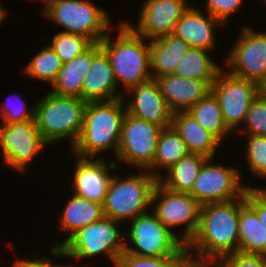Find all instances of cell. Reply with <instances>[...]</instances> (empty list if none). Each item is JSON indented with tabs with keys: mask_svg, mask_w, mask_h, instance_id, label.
<instances>
[{
	"mask_svg": "<svg viewBox=\"0 0 266 267\" xmlns=\"http://www.w3.org/2000/svg\"><path fill=\"white\" fill-rule=\"evenodd\" d=\"M261 94L266 95V79L263 84L260 86Z\"/></svg>",
	"mask_w": 266,
	"mask_h": 267,
	"instance_id": "b9f144b4",
	"label": "cell"
},
{
	"mask_svg": "<svg viewBox=\"0 0 266 267\" xmlns=\"http://www.w3.org/2000/svg\"><path fill=\"white\" fill-rule=\"evenodd\" d=\"M157 182L148 170L125 179L112 176L102 204L105 216L121 222L148 212Z\"/></svg>",
	"mask_w": 266,
	"mask_h": 267,
	"instance_id": "8992f818",
	"label": "cell"
},
{
	"mask_svg": "<svg viewBox=\"0 0 266 267\" xmlns=\"http://www.w3.org/2000/svg\"><path fill=\"white\" fill-rule=\"evenodd\" d=\"M124 98L113 101L87 102L81 134L72 147L79 157H95L113 148L115 154L120 144L123 119L127 113Z\"/></svg>",
	"mask_w": 266,
	"mask_h": 267,
	"instance_id": "7a4b0ae2",
	"label": "cell"
},
{
	"mask_svg": "<svg viewBox=\"0 0 266 267\" xmlns=\"http://www.w3.org/2000/svg\"><path fill=\"white\" fill-rule=\"evenodd\" d=\"M127 92L134 95V99L127 103V113L141 120L152 122L163 128L171 127L173 112L168 107L160 93L155 79L138 84Z\"/></svg>",
	"mask_w": 266,
	"mask_h": 267,
	"instance_id": "ac0fdd59",
	"label": "cell"
},
{
	"mask_svg": "<svg viewBox=\"0 0 266 267\" xmlns=\"http://www.w3.org/2000/svg\"><path fill=\"white\" fill-rule=\"evenodd\" d=\"M17 102H18L17 106L15 104L9 105L7 103L6 104L4 103L3 104L4 106L1 107L0 112L3 118L2 120L4 121L2 122L3 124L12 123V122H23L26 120H35L34 119V113H35L34 108H31L29 111H27V108H26L27 106H25L22 100L20 102L18 98Z\"/></svg>",
	"mask_w": 266,
	"mask_h": 267,
	"instance_id": "8d00e7d4",
	"label": "cell"
},
{
	"mask_svg": "<svg viewBox=\"0 0 266 267\" xmlns=\"http://www.w3.org/2000/svg\"><path fill=\"white\" fill-rule=\"evenodd\" d=\"M233 45L226 59L229 73L261 86L266 79V32L243 27Z\"/></svg>",
	"mask_w": 266,
	"mask_h": 267,
	"instance_id": "5bb4252c",
	"label": "cell"
},
{
	"mask_svg": "<svg viewBox=\"0 0 266 267\" xmlns=\"http://www.w3.org/2000/svg\"><path fill=\"white\" fill-rule=\"evenodd\" d=\"M87 102L49 92L34 106V119L43 140L54 144L69 140L73 147L82 131Z\"/></svg>",
	"mask_w": 266,
	"mask_h": 267,
	"instance_id": "277c9868",
	"label": "cell"
},
{
	"mask_svg": "<svg viewBox=\"0 0 266 267\" xmlns=\"http://www.w3.org/2000/svg\"><path fill=\"white\" fill-rule=\"evenodd\" d=\"M128 236L133 247L126 245L125 252L142 257H180L186 244L173 231L164 226L155 212L140 214L131 221Z\"/></svg>",
	"mask_w": 266,
	"mask_h": 267,
	"instance_id": "ba28073f",
	"label": "cell"
},
{
	"mask_svg": "<svg viewBox=\"0 0 266 267\" xmlns=\"http://www.w3.org/2000/svg\"><path fill=\"white\" fill-rule=\"evenodd\" d=\"M94 59V43L73 60L66 62L52 83L50 92L59 96L77 97L82 99L83 80Z\"/></svg>",
	"mask_w": 266,
	"mask_h": 267,
	"instance_id": "603a6c76",
	"label": "cell"
},
{
	"mask_svg": "<svg viewBox=\"0 0 266 267\" xmlns=\"http://www.w3.org/2000/svg\"><path fill=\"white\" fill-rule=\"evenodd\" d=\"M178 257H142L125 251L118 258L115 267H167Z\"/></svg>",
	"mask_w": 266,
	"mask_h": 267,
	"instance_id": "836d02e7",
	"label": "cell"
},
{
	"mask_svg": "<svg viewBox=\"0 0 266 267\" xmlns=\"http://www.w3.org/2000/svg\"><path fill=\"white\" fill-rule=\"evenodd\" d=\"M187 112L220 142L231 133L223 120L218 100L211 91Z\"/></svg>",
	"mask_w": 266,
	"mask_h": 267,
	"instance_id": "f1b7e54d",
	"label": "cell"
},
{
	"mask_svg": "<svg viewBox=\"0 0 266 267\" xmlns=\"http://www.w3.org/2000/svg\"><path fill=\"white\" fill-rule=\"evenodd\" d=\"M208 50L190 47L174 71V75L187 79L215 81L222 67L208 55Z\"/></svg>",
	"mask_w": 266,
	"mask_h": 267,
	"instance_id": "83f0119b",
	"label": "cell"
},
{
	"mask_svg": "<svg viewBox=\"0 0 266 267\" xmlns=\"http://www.w3.org/2000/svg\"><path fill=\"white\" fill-rule=\"evenodd\" d=\"M52 260L48 258H39L35 260L17 259L12 263L11 267H77L73 265H54Z\"/></svg>",
	"mask_w": 266,
	"mask_h": 267,
	"instance_id": "f35d334b",
	"label": "cell"
},
{
	"mask_svg": "<svg viewBox=\"0 0 266 267\" xmlns=\"http://www.w3.org/2000/svg\"><path fill=\"white\" fill-rule=\"evenodd\" d=\"M109 33L101 40V48L107 53L117 85L121 81L125 89L145 83L152 78L150 41L139 36L128 23H120L117 39ZM114 40V41H112Z\"/></svg>",
	"mask_w": 266,
	"mask_h": 267,
	"instance_id": "3957f363",
	"label": "cell"
},
{
	"mask_svg": "<svg viewBox=\"0 0 266 267\" xmlns=\"http://www.w3.org/2000/svg\"><path fill=\"white\" fill-rule=\"evenodd\" d=\"M6 9H4L0 3V23H2L1 21L4 20L5 16H6Z\"/></svg>",
	"mask_w": 266,
	"mask_h": 267,
	"instance_id": "60d3db41",
	"label": "cell"
},
{
	"mask_svg": "<svg viewBox=\"0 0 266 267\" xmlns=\"http://www.w3.org/2000/svg\"><path fill=\"white\" fill-rule=\"evenodd\" d=\"M92 44L93 42L83 35L62 31L53 36L52 43L49 45L64 64L82 54Z\"/></svg>",
	"mask_w": 266,
	"mask_h": 267,
	"instance_id": "4dcf8cb0",
	"label": "cell"
},
{
	"mask_svg": "<svg viewBox=\"0 0 266 267\" xmlns=\"http://www.w3.org/2000/svg\"><path fill=\"white\" fill-rule=\"evenodd\" d=\"M160 93L173 113L188 111L211 91L214 81H201L175 76L156 77Z\"/></svg>",
	"mask_w": 266,
	"mask_h": 267,
	"instance_id": "d6986e66",
	"label": "cell"
},
{
	"mask_svg": "<svg viewBox=\"0 0 266 267\" xmlns=\"http://www.w3.org/2000/svg\"><path fill=\"white\" fill-rule=\"evenodd\" d=\"M202 12L199 8L190 6L178 20L173 34L191 47L212 51L215 48L214 29L224 24L210 14L205 15Z\"/></svg>",
	"mask_w": 266,
	"mask_h": 267,
	"instance_id": "ffe728a7",
	"label": "cell"
},
{
	"mask_svg": "<svg viewBox=\"0 0 266 267\" xmlns=\"http://www.w3.org/2000/svg\"><path fill=\"white\" fill-rule=\"evenodd\" d=\"M201 263L191 257V254L187 251L180 257L173 260L167 267H199Z\"/></svg>",
	"mask_w": 266,
	"mask_h": 267,
	"instance_id": "ab89813d",
	"label": "cell"
},
{
	"mask_svg": "<svg viewBox=\"0 0 266 267\" xmlns=\"http://www.w3.org/2000/svg\"><path fill=\"white\" fill-rule=\"evenodd\" d=\"M248 135L266 136V95L259 94L252 102L244 120Z\"/></svg>",
	"mask_w": 266,
	"mask_h": 267,
	"instance_id": "d6a6232c",
	"label": "cell"
},
{
	"mask_svg": "<svg viewBox=\"0 0 266 267\" xmlns=\"http://www.w3.org/2000/svg\"><path fill=\"white\" fill-rule=\"evenodd\" d=\"M76 157L72 187L74 194L89 201L103 204L112 178L108 168L115 170L118 168L117 163H107L102 157L96 160L92 157Z\"/></svg>",
	"mask_w": 266,
	"mask_h": 267,
	"instance_id": "2e32d148",
	"label": "cell"
},
{
	"mask_svg": "<svg viewBox=\"0 0 266 267\" xmlns=\"http://www.w3.org/2000/svg\"><path fill=\"white\" fill-rule=\"evenodd\" d=\"M238 226L239 199L202 205L199 228L186 251L197 252L201 264L215 266L223 257L238 252Z\"/></svg>",
	"mask_w": 266,
	"mask_h": 267,
	"instance_id": "6da1fadb",
	"label": "cell"
},
{
	"mask_svg": "<svg viewBox=\"0 0 266 267\" xmlns=\"http://www.w3.org/2000/svg\"><path fill=\"white\" fill-rule=\"evenodd\" d=\"M246 202L256 211L259 220L266 226V196L256 187H247Z\"/></svg>",
	"mask_w": 266,
	"mask_h": 267,
	"instance_id": "74e56055",
	"label": "cell"
},
{
	"mask_svg": "<svg viewBox=\"0 0 266 267\" xmlns=\"http://www.w3.org/2000/svg\"><path fill=\"white\" fill-rule=\"evenodd\" d=\"M164 128L126 113L116 157L125 164L147 170L153 163L158 139Z\"/></svg>",
	"mask_w": 266,
	"mask_h": 267,
	"instance_id": "30bf717a",
	"label": "cell"
},
{
	"mask_svg": "<svg viewBox=\"0 0 266 267\" xmlns=\"http://www.w3.org/2000/svg\"><path fill=\"white\" fill-rule=\"evenodd\" d=\"M119 221L104 216L102 219L88 224L73 233L65 242L55 240L51 248L53 256L89 258L105 253L116 266L118 258L125 251L124 241L119 239L125 233H121Z\"/></svg>",
	"mask_w": 266,
	"mask_h": 267,
	"instance_id": "5b68a950",
	"label": "cell"
},
{
	"mask_svg": "<svg viewBox=\"0 0 266 267\" xmlns=\"http://www.w3.org/2000/svg\"><path fill=\"white\" fill-rule=\"evenodd\" d=\"M117 82L110 59L101 48L100 42L94 43V59L83 80L82 100L86 102L113 101L124 97L117 92ZM117 92V93H116Z\"/></svg>",
	"mask_w": 266,
	"mask_h": 267,
	"instance_id": "e0dca14e",
	"label": "cell"
},
{
	"mask_svg": "<svg viewBox=\"0 0 266 267\" xmlns=\"http://www.w3.org/2000/svg\"><path fill=\"white\" fill-rule=\"evenodd\" d=\"M211 92L218 100L226 126L232 131L244 122L249 107L261 90L257 83L221 69L211 85Z\"/></svg>",
	"mask_w": 266,
	"mask_h": 267,
	"instance_id": "8fae6325",
	"label": "cell"
},
{
	"mask_svg": "<svg viewBox=\"0 0 266 267\" xmlns=\"http://www.w3.org/2000/svg\"><path fill=\"white\" fill-rule=\"evenodd\" d=\"M189 7L185 0H146L136 28L128 25L139 36L151 41L173 34L178 20Z\"/></svg>",
	"mask_w": 266,
	"mask_h": 267,
	"instance_id": "9a60e30c",
	"label": "cell"
},
{
	"mask_svg": "<svg viewBox=\"0 0 266 267\" xmlns=\"http://www.w3.org/2000/svg\"><path fill=\"white\" fill-rule=\"evenodd\" d=\"M104 216L102 204L89 201L74 194L63 209L60 220L62 230L69 232V236L64 242L78 229L94 223Z\"/></svg>",
	"mask_w": 266,
	"mask_h": 267,
	"instance_id": "d4e9b609",
	"label": "cell"
},
{
	"mask_svg": "<svg viewBox=\"0 0 266 267\" xmlns=\"http://www.w3.org/2000/svg\"><path fill=\"white\" fill-rule=\"evenodd\" d=\"M202 165L189 192L201 205L242 198L248 186L241 185V173L235 167L209 163Z\"/></svg>",
	"mask_w": 266,
	"mask_h": 267,
	"instance_id": "7c38bea8",
	"label": "cell"
},
{
	"mask_svg": "<svg viewBox=\"0 0 266 267\" xmlns=\"http://www.w3.org/2000/svg\"><path fill=\"white\" fill-rule=\"evenodd\" d=\"M171 126L181 135L190 153L212 159L221 145V142L201 127L187 111L173 113Z\"/></svg>",
	"mask_w": 266,
	"mask_h": 267,
	"instance_id": "44dd1931",
	"label": "cell"
},
{
	"mask_svg": "<svg viewBox=\"0 0 266 267\" xmlns=\"http://www.w3.org/2000/svg\"><path fill=\"white\" fill-rule=\"evenodd\" d=\"M238 236L239 252L266 256V226L246 202L245 195L239 198Z\"/></svg>",
	"mask_w": 266,
	"mask_h": 267,
	"instance_id": "cb8c5ba5",
	"label": "cell"
},
{
	"mask_svg": "<svg viewBox=\"0 0 266 267\" xmlns=\"http://www.w3.org/2000/svg\"><path fill=\"white\" fill-rule=\"evenodd\" d=\"M246 161L249 171L258 177H266V136L248 135Z\"/></svg>",
	"mask_w": 266,
	"mask_h": 267,
	"instance_id": "1f68e13d",
	"label": "cell"
},
{
	"mask_svg": "<svg viewBox=\"0 0 266 267\" xmlns=\"http://www.w3.org/2000/svg\"><path fill=\"white\" fill-rule=\"evenodd\" d=\"M152 206L158 219L171 231L185 225L181 240L186 245L197 233L202 205L190 193L171 191L158 181L152 194Z\"/></svg>",
	"mask_w": 266,
	"mask_h": 267,
	"instance_id": "9c48e42d",
	"label": "cell"
},
{
	"mask_svg": "<svg viewBox=\"0 0 266 267\" xmlns=\"http://www.w3.org/2000/svg\"><path fill=\"white\" fill-rule=\"evenodd\" d=\"M39 51L24 67L23 73L31 78H36L52 85L63 63L50 45Z\"/></svg>",
	"mask_w": 266,
	"mask_h": 267,
	"instance_id": "f546056e",
	"label": "cell"
},
{
	"mask_svg": "<svg viewBox=\"0 0 266 267\" xmlns=\"http://www.w3.org/2000/svg\"><path fill=\"white\" fill-rule=\"evenodd\" d=\"M150 42V63L153 79L173 74L179 62L191 47L175 34H168Z\"/></svg>",
	"mask_w": 266,
	"mask_h": 267,
	"instance_id": "7402d4cb",
	"label": "cell"
},
{
	"mask_svg": "<svg viewBox=\"0 0 266 267\" xmlns=\"http://www.w3.org/2000/svg\"><path fill=\"white\" fill-rule=\"evenodd\" d=\"M217 267H266V256L236 252L223 257Z\"/></svg>",
	"mask_w": 266,
	"mask_h": 267,
	"instance_id": "e575fe53",
	"label": "cell"
},
{
	"mask_svg": "<svg viewBox=\"0 0 266 267\" xmlns=\"http://www.w3.org/2000/svg\"><path fill=\"white\" fill-rule=\"evenodd\" d=\"M242 2L243 0H207L205 5L207 13L224 24L243 5Z\"/></svg>",
	"mask_w": 266,
	"mask_h": 267,
	"instance_id": "d590c367",
	"label": "cell"
},
{
	"mask_svg": "<svg viewBox=\"0 0 266 267\" xmlns=\"http://www.w3.org/2000/svg\"><path fill=\"white\" fill-rule=\"evenodd\" d=\"M210 266H212V265H210V264H201L199 267H210ZM216 267H217V265H216Z\"/></svg>",
	"mask_w": 266,
	"mask_h": 267,
	"instance_id": "7bdbcfd3",
	"label": "cell"
},
{
	"mask_svg": "<svg viewBox=\"0 0 266 267\" xmlns=\"http://www.w3.org/2000/svg\"><path fill=\"white\" fill-rule=\"evenodd\" d=\"M43 15L57 25L65 28L67 33L80 34L93 43L109 33L110 18L107 12L90 2L82 0H43Z\"/></svg>",
	"mask_w": 266,
	"mask_h": 267,
	"instance_id": "52a82bcc",
	"label": "cell"
},
{
	"mask_svg": "<svg viewBox=\"0 0 266 267\" xmlns=\"http://www.w3.org/2000/svg\"><path fill=\"white\" fill-rule=\"evenodd\" d=\"M258 189L266 196V188H264V189L258 188Z\"/></svg>",
	"mask_w": 266,
	"mask_h": 267,
	"instance_id": "ee69618b",
	"label": "cell"
},
{
	"mask_svg": "<svg viewBox=\"0 0 266 267\" xmlns=\"http://www.w3.org/2000/svg\"><path fill=\"white\" fill-rule=\"evenodd\" d=\"M46 145L49 144L43 140L35 120L0 125V146L8 167L26 170L28 163Z\"/></svg>",
	"mask_w": 266,
	"mask_h": 267,
	"instance_id": "4fadbf2b",
	"label": "cell"
},
{
	"mask_svg": "<svg viewBox=\"0 0 266 267\" xmlns=\"http://www.w3.org/2000/svg\"><path fill=\"white\" fill-rule=\"evenodd\" d=\"M189 153L190 152L188 151L185 142L182 140L181 135L175 131L172 126L164 128L158 139L153 163L147 170L159 179L161 176L158 172H155V170L161 167V169L165 168L167 171L182 157L187 156Z\"/></svg>",
	"mask_w": 266,
	"mask_h": 267,
	"instance_id": "4316f807",
	"label": "cell"
},
{
	"mask_svg": "<svg viewBox=\"0 0 266 267\" xmlns=\"http://www.w3.org/2000/svg\"><path fill=\"white\" fill-rule=\"evenodd\" d=\"M207 159L203 155L189 153L167 170L165 179L161 176L158 181L171 191L189 193Z\"/></svg>",
	"mask_w": 266,
	"mask_h": 267,
	"instance_id": "484cf974",
	"label": "cell"
}]
</instances>
